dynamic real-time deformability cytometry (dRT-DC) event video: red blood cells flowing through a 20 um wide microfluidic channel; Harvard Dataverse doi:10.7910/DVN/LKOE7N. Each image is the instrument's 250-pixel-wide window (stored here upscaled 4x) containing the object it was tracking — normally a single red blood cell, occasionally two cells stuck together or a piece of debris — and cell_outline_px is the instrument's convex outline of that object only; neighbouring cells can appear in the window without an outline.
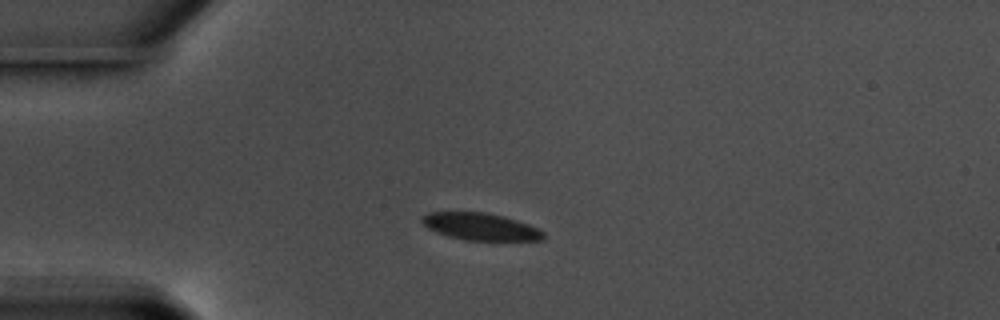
{"species": "common noctule bat (a hibernating species)", "species_latin": "Nyctalus noctula", "temperature_condition": "warm", "stored_images_in_passage": 44, "camera_frame_rate_fps": 3000, "um_per_image_px": 0.085, "animal": {"sex": "male", "body_mass_g": 17.5, "forearm_length_mm": 52.3}, "frame": {"image": 1, "passage_image": 1, "time_ms": 0.0, "image_size_px": [1000, 320], "cell_outline_px": [[544, 240], [464, 240], [448, 236], [436, 232], [428, 228], [420, 220], [428, 212], [484, 212], [504, 216], [528, 224], [544, 232]], "centroid_in_image_um": [40.83, 19.26], "position_along_channel_um": 44.2, "area_um2": 19.07}}
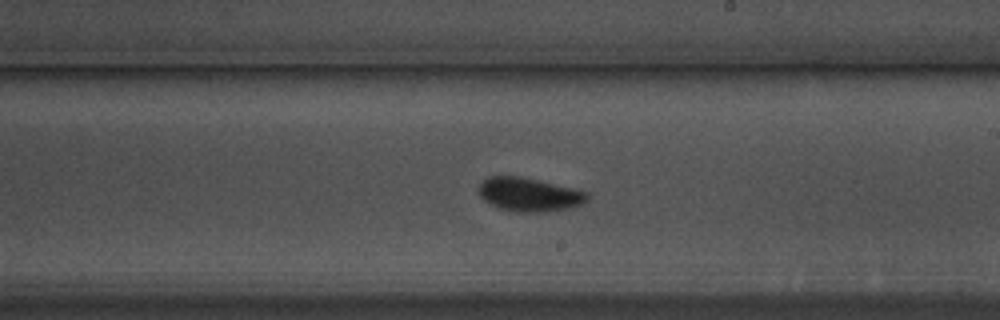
{"frame": {"image": 2, "passage_image": 20, "time_ms": 6.333, "image_size_px": [1000, 320], "cell_outline_px": [[588, 200], [572, 208], [544, 212], [512, 212], [488, 204], [480, 196], [480, 184], [488, 176], [520, 176], [576, 188], [588, 192]], "centroid_in_image_um": [45.0, 16.54], "position_along_channel_um": 244.0, "area_um2": 21.5}}
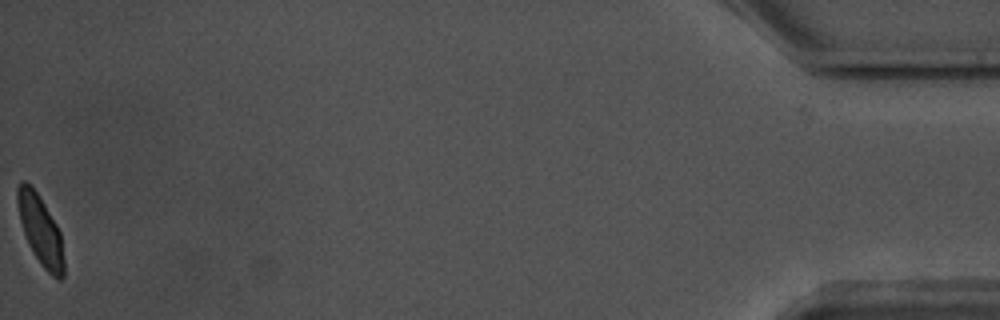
{"frame": {"image": 3, "passage_image": 44, "time_ms": 14.333, "image_size_px": [1000, 320], "cell_outline_px": [[64, 276], [60, 280], [56, 280], [44, 268], [28, 244], [20, 220], [16, 204], [16, 188], [20, 180], [24, 180], [36, 192], [44, 204], [56, 224], [60, 232], [64, 260]], "centroid_in_image_um": [3.43, 19.57], "position_along_channel_um": 431.8, "area_um2": 18.67}}